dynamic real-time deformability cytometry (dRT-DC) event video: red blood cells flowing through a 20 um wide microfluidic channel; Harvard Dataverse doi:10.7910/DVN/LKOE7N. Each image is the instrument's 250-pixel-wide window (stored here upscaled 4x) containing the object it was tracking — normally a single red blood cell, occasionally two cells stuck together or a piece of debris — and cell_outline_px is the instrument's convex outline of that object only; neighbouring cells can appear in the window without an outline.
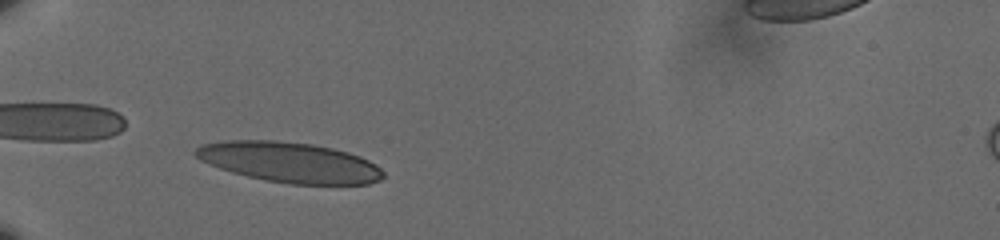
{"species": "human", "species_latin": "Homo sapiens", "temperature_condition": "cold", "stored_images_in_passage": 42, "camera_frame_rate_fps": 3000, "um_per_image_px": 0.085, "donor": {"sex": "male"}, "frame": {"image": 1, "passage_image": 7, "time_ms": 2.0, "image_size_px": [1000, 240], "cell_outline_px": [[384, 176], [380, 180], [368, 184], [292, 184], [264, 180], [232, 172], [208, 164], [200, 160], [192, 152], [200, 144], [224, 140], [276, 140], [312, 144], [332, 148], [348, 152], [360, 156], [376, 164], [384, 172]], "centroid_in_image_um": [24.59, 13.78], "position_along_channel_um": 60.4, "area_um2": 44.27}}
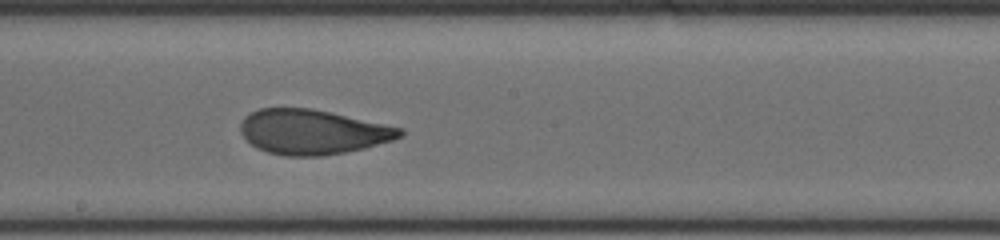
{"frame": {"image": 2, "passage_image": 22, "time_ms": 7.0, "image_size_px": [1000, 240], "cell_outline_px": [[404, 136], [392, 140], [364, 148], [344, 152], [320, 156], [284, 156], [268, 152], [256, 148], [240, 132], [240, 124], [244, 116], [260, 108], [312, 108], [404, 128]], "centroid_in_image_um": [26.57, 11.21], "position_along_channel_um": 221.6, "area_um2": 41.62}}
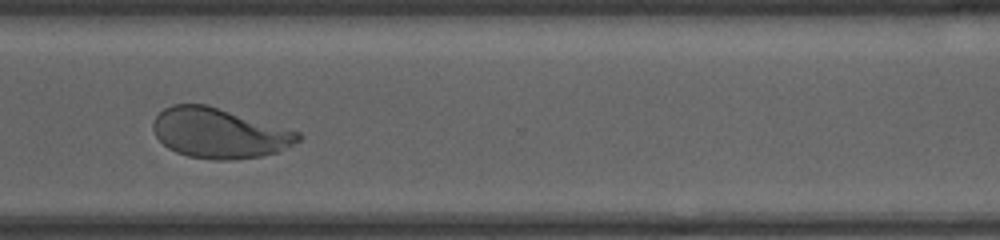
{"frame": {"image": 3, "passage_image": 33, "time_ms": 10.667, "image_size_px": [1000, 240], "cell_outline_px": [[304, 136], [300, 140], [276, 152], [260, 156], [232, 160], [212, 160], [188, 156], [176, 152], [168, 148], [156, 136], [152, 128], [152, 124], [156, 116], [164, 108], [172, 104], [208, 104], [300, 132]], "centroid_in_image_um": [18.62, 11.31], "position_along_channel_um": 352.0, "area_um2": 42.31}, "authors_computed_cell_mechanics": {"area_um2": 42.2518, "velocity_mm_per_s": 3.5665, "shape_relaxation_time_tau1_ms": 6.4553, "shape_relaxation_time_tau2_ms": 1.0822, "deformation_change_tau1": 0.2127, "deformation_change_tau2": 0.0727}}